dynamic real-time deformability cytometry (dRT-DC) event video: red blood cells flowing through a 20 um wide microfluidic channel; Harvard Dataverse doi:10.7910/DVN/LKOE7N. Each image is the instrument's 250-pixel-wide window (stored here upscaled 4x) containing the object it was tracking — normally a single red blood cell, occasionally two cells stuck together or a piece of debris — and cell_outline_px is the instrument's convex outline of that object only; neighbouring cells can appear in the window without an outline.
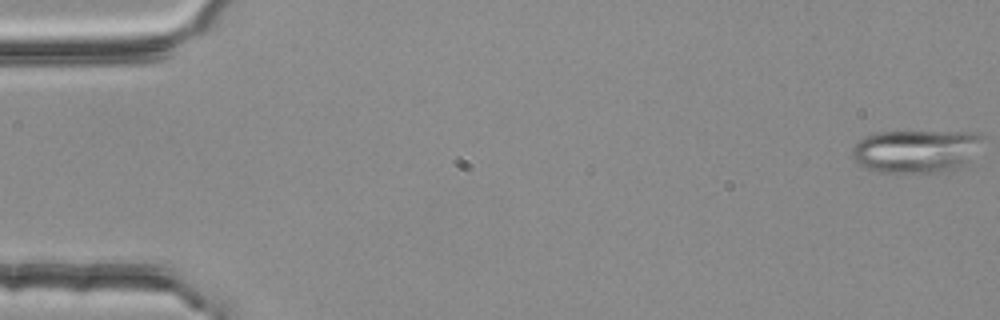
{"species": "common noctule bat (a hibernating species)", "species_latin": "Nyctalus noctula", "temperature_condition": "room temperature", "stored_images_in_passage": 3, "camera_frame_rate_fps": 3000, "um_per_image_px": 0.085, "animal": {"sex": "female", "body_mass_g": 25.1}, "frame": {"image": 1, "passage_image": 1, "time_ms": 0.0, "image_size_px": [1000, 320], "cell_outline_px": [[984, 136], [968, 160], [960, 168], [948, 172], [876, 172], [852, 160], [852, 148], [860, 140], [876, 132], [976, 132]], "centroid_in_image_um": [77.84, 12.85], "position_along_channel_um": 7.2, "area_um2": 32.43}}